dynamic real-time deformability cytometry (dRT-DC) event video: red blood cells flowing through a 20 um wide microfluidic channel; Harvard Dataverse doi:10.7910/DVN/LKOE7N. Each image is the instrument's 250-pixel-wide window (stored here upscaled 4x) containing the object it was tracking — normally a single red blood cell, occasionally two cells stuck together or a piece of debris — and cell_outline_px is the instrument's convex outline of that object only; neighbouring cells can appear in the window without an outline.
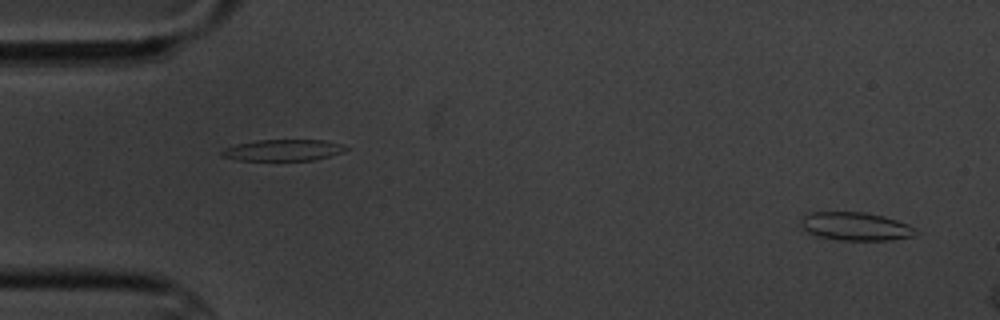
{"species": "common noctule bat (a hibernating species)", "species_latin": "Nyctalus noctula", "temperature_condition": "cold", "stored_images_in_passage": 4, "segment_of_instrument_passage": [2, 2], "camera_frame_rate_fps": 3000, "um_per_image_px": 0.085, "animal": {"sex": "male", "body_mass_g": 20.1, "forearm_length_mm": 53.5}, "frame": {"image": 1, "passage_image": 4, "time_ms": 3.333, "image_size_px": [1000, 320], "cell_outline_px": [[920, 232], [912, 236], [892, 240], [836, 240], [816, 236], [808, 232], [800, 224], [800, 220], [804, 216], [812, 212], [864, 212], [884, 216], [908, 224], [916, 228]], "centroid_in_image_um": [72.74, 19.25], "position_along_channel_um": 12.3, "area_um2": 19.02}}